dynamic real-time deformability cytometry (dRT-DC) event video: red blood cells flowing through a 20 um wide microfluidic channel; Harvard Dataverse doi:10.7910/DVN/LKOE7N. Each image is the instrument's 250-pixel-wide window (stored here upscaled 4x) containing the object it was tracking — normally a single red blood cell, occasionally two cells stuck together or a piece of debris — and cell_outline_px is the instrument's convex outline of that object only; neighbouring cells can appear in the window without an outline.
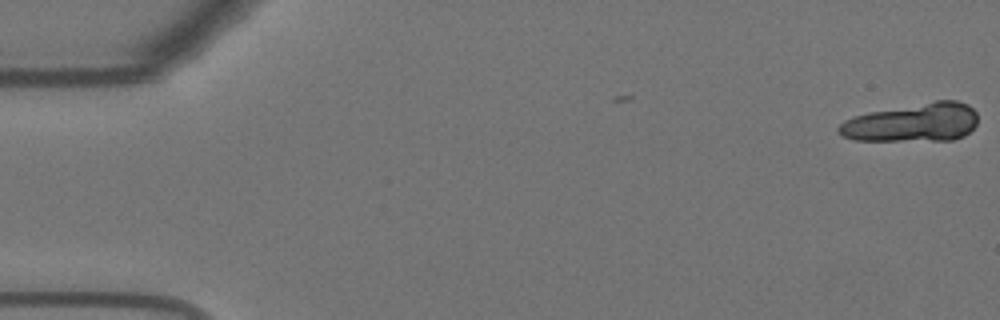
{"species": "Egyptian fruit bat (a non-hibernating species)", "species_latin": "Rousettus aegyptiacus", "temperature_condition": "warm", "stored_images_in_passage": 2, "camera_frame_rate_fps": 3000, "um_per_image_px": 0.085, "animal": {"sex": "female"}, "frame": {"image": 1, "passage_image": 2, "time_ms": 0.333, "image_size_px": [1000, 320], "cell_outline_px": [[976, 124], [964, 136], [952, 140], [852, 140], [836, 132], [836, 128], [844, 120], [852, 116], [868, 112], [936, 100], [956, 100], [968, 104], [976, 112]], "centroid_in_image_um": [77.54, 10.41], "position_along_channel_um": 7.5, "area_um2": 31.33}}